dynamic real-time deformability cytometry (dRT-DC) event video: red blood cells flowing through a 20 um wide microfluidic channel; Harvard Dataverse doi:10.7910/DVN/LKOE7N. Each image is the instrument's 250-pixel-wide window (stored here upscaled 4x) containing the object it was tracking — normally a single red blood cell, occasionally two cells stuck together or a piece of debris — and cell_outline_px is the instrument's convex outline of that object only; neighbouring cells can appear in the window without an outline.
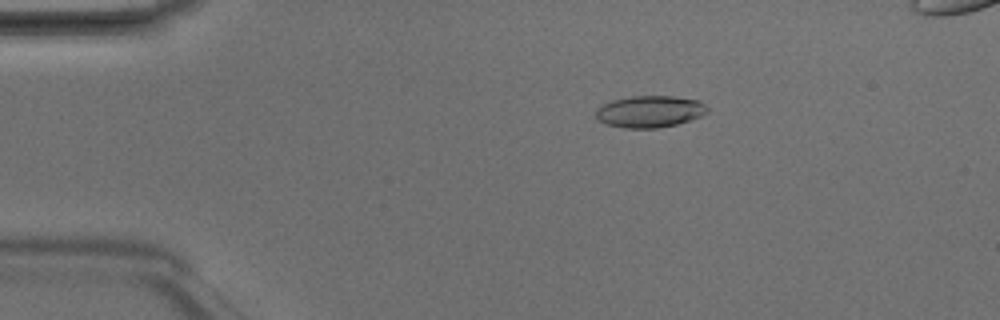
{"species": "Egyptian fruit bat (a non-hibernating species)", "species_latin": "Rousettus aegyptiacus", "temperature_condition": "room temperature", "stored_images_in_passage": 3, "camera_frame_rate_fps": 3000, "um_per_image_px": 0.085, "animal": {"sex": "male"}, "frame": {"image": 1, "passage_image": 2, "time_ms": 0.333, "image_size_px": [1000, 320], "cell_outline_px": [[708, 112], [700, 116], [676, 124], [656, 128], [624, 128], [608, 124], [596, 120], [596, 108], [612, 100], [632, 96], [676, 96], [700, 100], [708, 108]], "centroid_in_image_um": [55.22, 9.47], "position_along_channel_um": 29.8, "area_um2": 20.63}}